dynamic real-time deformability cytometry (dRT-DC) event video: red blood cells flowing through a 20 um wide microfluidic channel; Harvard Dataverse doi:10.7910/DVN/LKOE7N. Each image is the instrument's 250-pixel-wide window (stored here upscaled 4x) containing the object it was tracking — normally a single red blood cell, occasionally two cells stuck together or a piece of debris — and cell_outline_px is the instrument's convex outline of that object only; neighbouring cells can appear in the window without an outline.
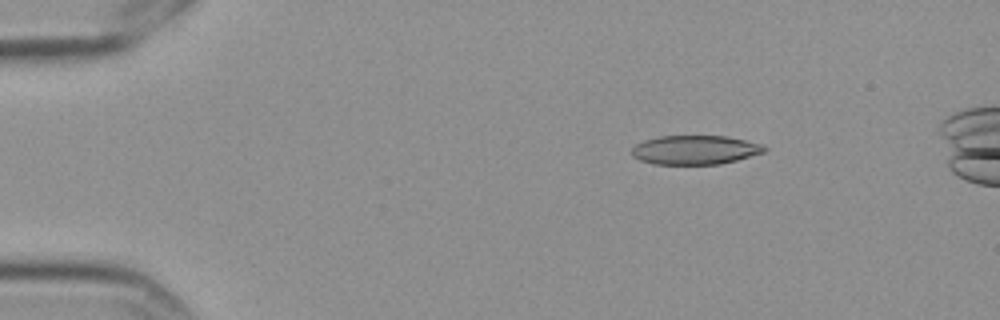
{"species": "Egyptian fruit bat (a non-hibernating species)", "species_latin": "Rousettus aegyptiacus", "temperature_condition": "cold", "stored_images_in_passage": 15, "camera_frame_rate_fps": 3000, "um_per_image_px": 0.085, "frame": {"image": 1, "passage_image": 2, "time_ms": 0.333, "image_size_px": [1000, 320], "cell_outline_px": [[768, 148], [764, 152], [736, 160], [720, 164], [652, 164], [640, 160], [632, 156], [632, 148], [636, 144], [644, 140], [660, 136], [724, 136], [764, 144]], "centroid_in_image_um": [59.07, 12.74], "position_along_channel_um": 25.9, "area_um2": 22.43}}
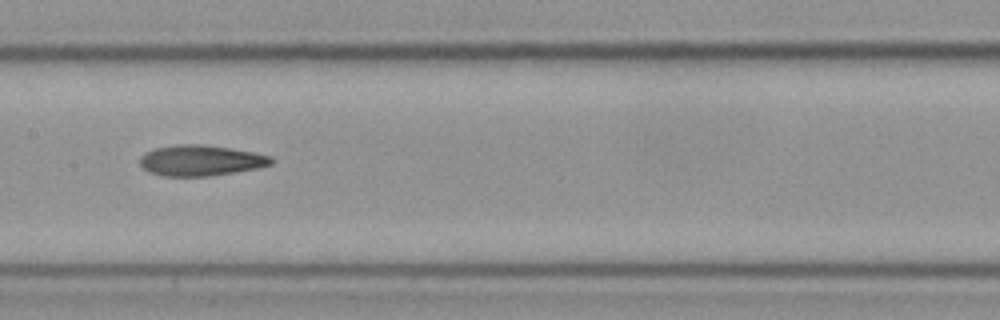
{"frame": {"image": 2, "passage_image": 7, "time_ms": 2.0, "image_size_px": [1000, 320], "cell_outline_px": [[276, 160], [272, 164], [256, 168], [208, 176], [160, 176], [148, 172], [140, 164], [140, 156], [144, 152], [152, 148], [176, 144], [204, 144], [256, 152], [272, 156]], "centroid_in_image_um": [17.04, 13.62], "position_along_channel_um": 190.4, "area_um2": 23.81}}
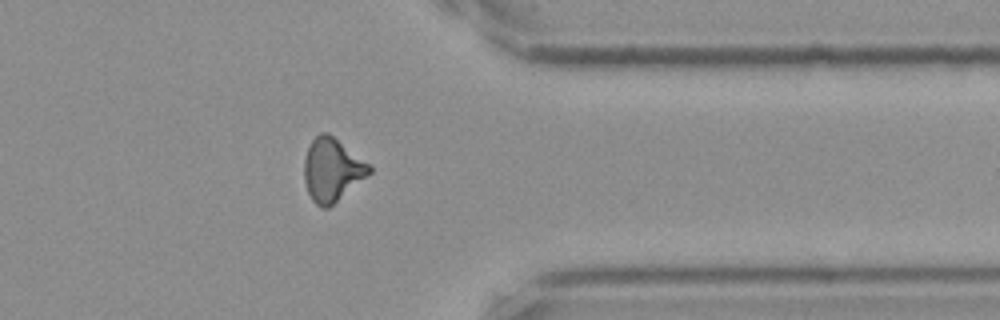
{"frame": {"image": 3, "passage_image": 12, "time_ms": 3.667, "image_size_px": [1000, 320], "cell_outline_px": [[372, 172], [328, 208], [320, 208], [312, 200], [308, 192], [304, 180], [304, 160], [308, 148], [312, 140], [320, 132], [328, 132], [368, 164], [372, 168]], "centroid_in_image_um": [28.2, 14.44], "position_along_channel_um": 383.2, "area_um2": 23.58}}